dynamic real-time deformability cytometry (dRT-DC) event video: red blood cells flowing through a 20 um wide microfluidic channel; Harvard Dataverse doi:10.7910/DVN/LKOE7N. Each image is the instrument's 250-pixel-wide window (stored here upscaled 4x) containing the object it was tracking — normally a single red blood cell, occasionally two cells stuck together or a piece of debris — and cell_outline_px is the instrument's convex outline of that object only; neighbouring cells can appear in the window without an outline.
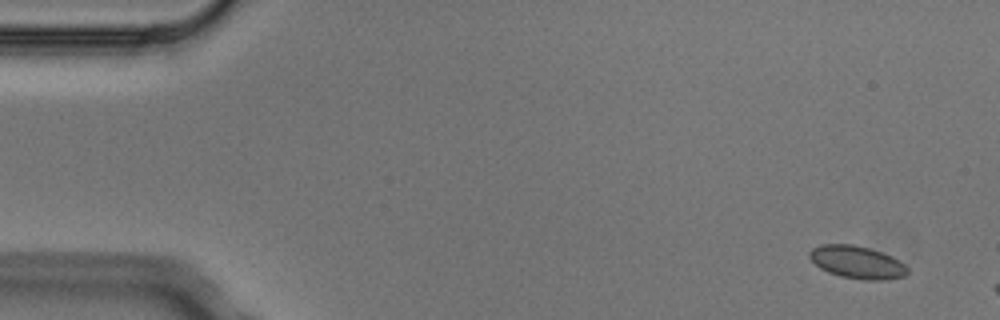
{"species": "Egyptian fruit bat (a non-hibernating species)", "species_latin": "Rousettus aegyptiacus", "temperature_condition": "cold", "stored_images_in_passage": 3, "camera_frame_rate_fps": 3000, "um_per_image_px": 0.085, "animal": {"sex": "male"}, "frame": {"image": 1, "passage_image": 1, "time_ms": 0.0, "image_size_px": [1000, 320], "cell_outline_px": [[908, 272], [904, 276], [884, 280], [864, 280], [840, 276], [828, 272], [820, 268], [808, 256], [808, 252], [812, 248], [820, 244], [852, 244], [868, 248], [892, 256], [904, 264], [908, 268]], "centroid_in_image_um": [72.83, 22.29], "position_along_channel_um": 12.2, "area_um2": 18.61}}